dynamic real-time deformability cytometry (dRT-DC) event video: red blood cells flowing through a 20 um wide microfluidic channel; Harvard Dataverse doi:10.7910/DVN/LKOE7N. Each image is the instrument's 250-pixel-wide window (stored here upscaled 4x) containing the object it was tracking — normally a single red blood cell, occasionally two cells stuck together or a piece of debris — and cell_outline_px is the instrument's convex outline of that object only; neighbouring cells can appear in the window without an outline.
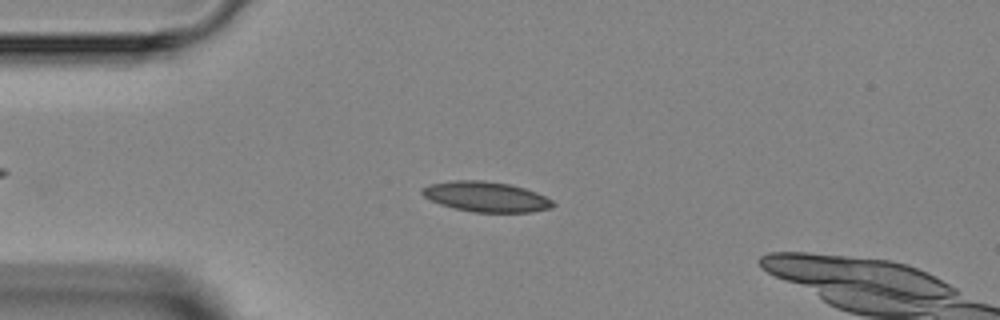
{"species": "Egyptian fruit bat (a non-hibernating species)", "species_latin": "Rousettus aegyptiacus", "temperature_condition": "room temperature", "stored_images_in_passage": 2, "camera_frame_rate_fps": 3000, "um_per_image_px": 0.085, "animal": {"sex": "female"}, "frame": {"image": 1, "passage_image": 2, "time_ms": 1.0, "image_size_px": [1000, 320], "cell_outline_px": [[556, 204], [552, 208], [532, 212], [472, 212], [440, 204], [424, 196], [420, 192], [420, 188], [428, 184], [452, 180], [484, 180], [512, 184], [536, 192], [552, 200]], "centroid_in_image_um": [41.31, 16.71], "position_along_channel_um": 43.7, "area_um2": 23.18}}